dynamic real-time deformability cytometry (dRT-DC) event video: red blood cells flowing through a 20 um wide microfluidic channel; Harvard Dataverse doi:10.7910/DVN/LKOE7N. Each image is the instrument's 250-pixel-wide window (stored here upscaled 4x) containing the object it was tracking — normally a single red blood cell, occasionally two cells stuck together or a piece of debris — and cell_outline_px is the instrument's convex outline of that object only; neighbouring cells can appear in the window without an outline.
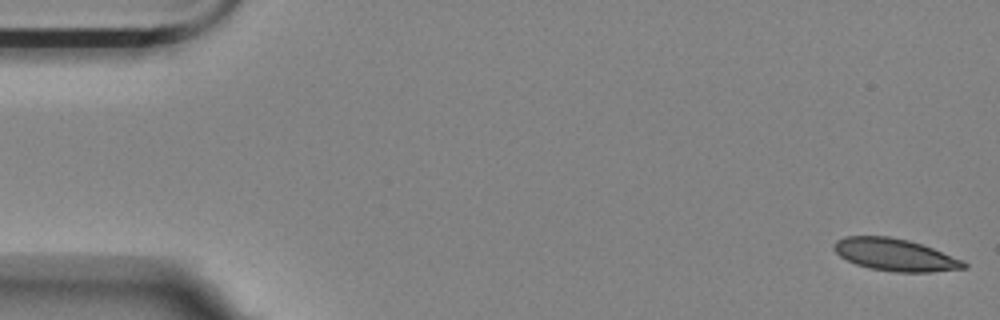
{"species": "Egyptian fruit bat (a non-hibernating species)", "species_latin": "Rousettus aegyptiacus", "temperature_condition": "room temperature", "stored_images_in_passage": 56, "camera_frame_rate_fps": 3000, "um_per_image_px": 0.085, "animal": {"sex": "female"}, "frame": {"image": 1, "passage_image": 1, "time_ms": 0.0, "image_size_px": [1000, 320], "cell_outline_px": [[968, 268], [932, 272], [896, 272], [868, 268], [856, 264], [840, 256], [832, 248], [836, 240], [844, 236], [888, 236], [908, 240], [932, 248], [964, 260], [968, 264]], "centroid_in_image_um": [76.09, 21.66], "position_along_channel_um": 8.9, "area_um2": 24.45}}
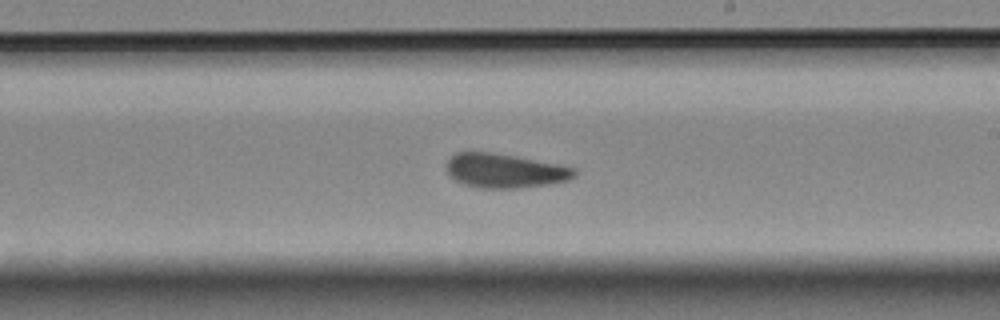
{"frame": {"image": 2, "passage_image": 32, "time_ms": 10.333, "image_size_px": [1000, 320], "cell_outline_px": [[576, 176], [568, 180], [548, 184], [516, 188], [476, 188], [464, 184], [448, 176], [448, 160], [456, 152], [492, 152], [516, 156], [576, 168]], "centroid_in_image_um": [42.9, 14.52], "position_along_channel_um": 246.1, "area_um2": 25.37}}
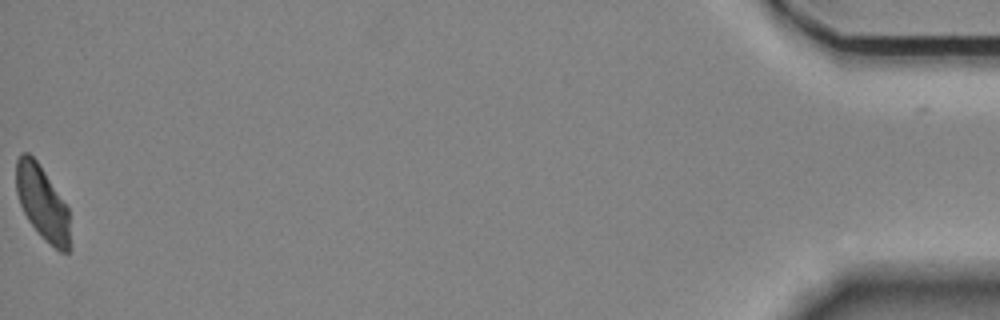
{"frame": {"image": 3, "passage_image": 56, "time_ms": 18.333, "image_size_px": [1000, 320], "cell_outline_px": [[72, 248], [68, 252], [60, 252], [28, 220], [20, 204], [16, 192], [16, 160], [24, 152], [28, 152], [36, 160], [68, 208], [72, 244]], "centroid_in_image_um": [3.63, 17.26], "position_along_channel_um": 431.6, "area_um2": 22.83}, "authors_computed_cell_mechanics": {"area_um2": 25.143, "velocity_mm_per_s": 3.53, "shape_relaxation_time_tau1_ms": null, "shape_relaxation_time_tau2_ms": 2.25, "deformation_change_tau1": null, "deformation_change_tau2": 0.0768}}